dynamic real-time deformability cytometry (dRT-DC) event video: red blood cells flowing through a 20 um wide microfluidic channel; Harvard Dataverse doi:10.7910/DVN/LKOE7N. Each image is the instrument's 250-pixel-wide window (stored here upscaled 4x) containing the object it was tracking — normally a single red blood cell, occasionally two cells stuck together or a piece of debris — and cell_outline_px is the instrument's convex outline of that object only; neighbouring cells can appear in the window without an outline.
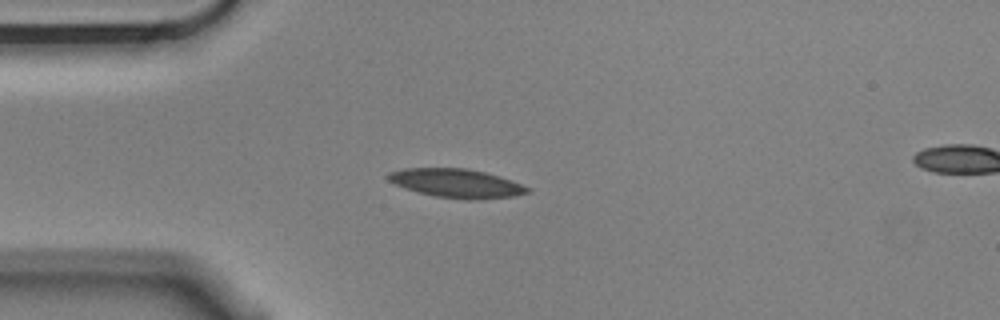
{"species": "Egyptian fruit bat (a non-hibernating species)", "species_latin": "Rousettus aegyptiacus", "temperature_condition": "cold", "stored_images_in_passage": 2, "segment_of_instrument_passage": [1, 2], "camera_frame_rate_fps": 3000, "um_per_image_px": 0.085, "animal": {"sex": "male"}, "frame": {"image": 1, "passage_image": 1, "time_ms": 0.0, "image_size_px": [1000, 320], "cell_outline_px": [[532, 192], [516, 196], [476, 200], [468, 200], [436, 196], [404, 188], [388, 180], [384, 176], [388, 172], [404, 168], [468, 168], [500, 176], [532, 188]], "centroid_in_image_um": [38.83, 15.58], "position_along_channel_um": 46.2, "area_um2": 23.58}}